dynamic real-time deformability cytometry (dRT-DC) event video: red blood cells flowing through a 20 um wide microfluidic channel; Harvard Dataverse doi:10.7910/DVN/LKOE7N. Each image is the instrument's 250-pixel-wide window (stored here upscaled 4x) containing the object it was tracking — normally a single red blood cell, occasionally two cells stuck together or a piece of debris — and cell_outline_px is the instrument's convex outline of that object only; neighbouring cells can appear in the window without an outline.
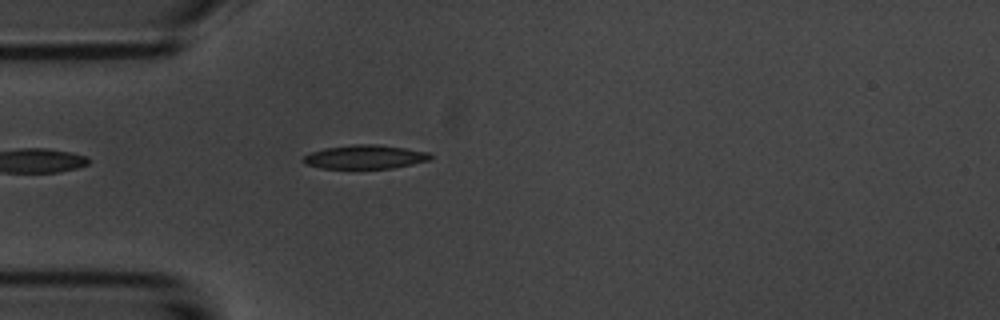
{"species": "common noctule bat (a hibernating species)", "species_latin": "Nyctalus noctula", "temperature_condition": "room temperature", "stored_images_in_passage": 5, "camera_frame_rate_fps": 3000, "um_per_image_px": 0.085, "animal": {"sex": "male", "body_mass_g": 20.1, "forearm_length_mm": 53.5}, "frame": {"image": 1, "passage_image": 5, "time_ms": 4.333, "image_size_px": [1000, 320], "cell_outline_px": [[432, 156], [428, 160], [412, 164], [392, 168], [320, 168], [304, 164], [300, 160], [304, 156], [312, 152], [324, 148], [352, 144], [376, 144], [404, 148], [428, 152]], "centroid_in_image_um": [30.97, 13.33], "position_along_channel_um": 54.0, "area_um2": 17.57}}